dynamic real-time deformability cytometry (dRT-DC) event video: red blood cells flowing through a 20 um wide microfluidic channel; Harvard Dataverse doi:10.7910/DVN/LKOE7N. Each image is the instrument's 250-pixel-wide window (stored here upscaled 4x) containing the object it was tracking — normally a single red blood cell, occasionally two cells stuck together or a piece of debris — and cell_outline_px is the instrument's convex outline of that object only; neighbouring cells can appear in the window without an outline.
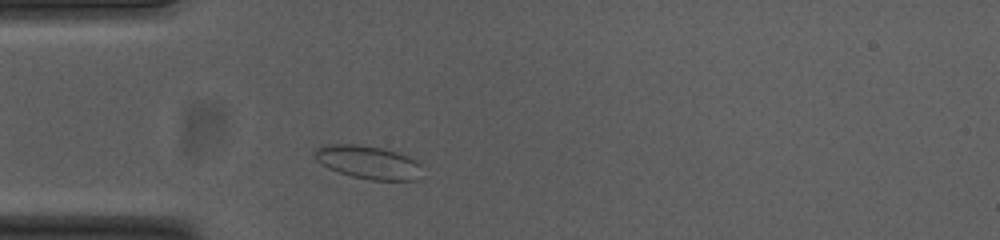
{"species": "common noctule bat (a hibernating species)", "species_latin": "Nyctalus noctula", "temperature_condition": "cold", "stored_images_in_passage": 30, "camera_frame_rate_fps": 3000, "um_per_image_px": 0.085, "animal": {"sex": "female", "body_mass_g": 23.0, "forearm_length_mm": 53.4}, "frame": {"image": 1, "passage_image": 1, "time_ms": 0.0, "image_size_px": [1000, 240], "cell_outline_px": [[420, 180], [368, 180], [352, 176], [328, 168], [316, 160], [312, 156], [316, 148], [332, 144], [356, 144], [384, 148], [408, 156], [416, 160], [420, 164]], "centroid_in_image_um": [31.3, 13.79], "position_along_channel_um": 53.7, "area_um2": 20.87}}
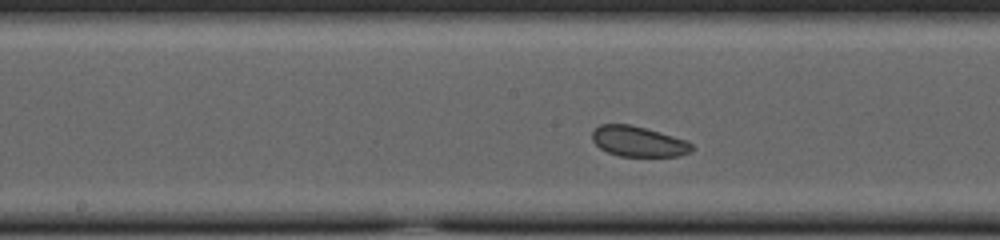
{"frame": {"image": 2, "passage_image": 13, "time_ms": 4.0, "image_size_px": [1000, 240], "cell_outline_px": [[692, 152], [680, 156], [620, 156], [608, 152], [600, 148], [592, 140], [592, 132], [600, 124], [628, 124], [660, 132], [688, 140], [692, 144]], "centroid_in_image_um": [54.28, 12.03], "position_along_channel_um": 193.9, "area_um2": 17.63}}
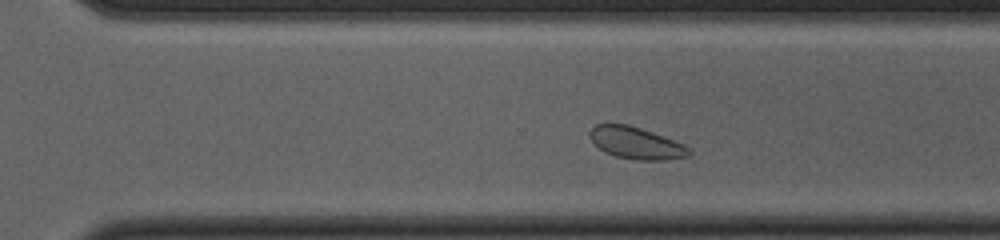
{"frame": {"image": 3, "passage_image": 23, "time_ms": 7.333, "image_size_px": [1000, 240], "cell_outline_px": [[692, 152], [688, 156], [664, 160], [636, 160], [616, 156], [604, 152], [588, 136], [588, 132], [596, 124], [628, 124], [652, 132], [684, 144], [692, 148]], "centroid_in_image_um": [54.08, 12.16], "position_along_channel_um": 316.5, "area_um2": 18.44}, "authors_computed_cell_mechanics": {"area_um2": 18.0914, "velocity_mm_per_s": 3.6783, "shape_relaxation_time_tau1_ms": null, "shape_relaxation_time_tau2_ms": 1.7387, "deformation_change_tau1": null, "deformation_change_tau2": 0.0696}}